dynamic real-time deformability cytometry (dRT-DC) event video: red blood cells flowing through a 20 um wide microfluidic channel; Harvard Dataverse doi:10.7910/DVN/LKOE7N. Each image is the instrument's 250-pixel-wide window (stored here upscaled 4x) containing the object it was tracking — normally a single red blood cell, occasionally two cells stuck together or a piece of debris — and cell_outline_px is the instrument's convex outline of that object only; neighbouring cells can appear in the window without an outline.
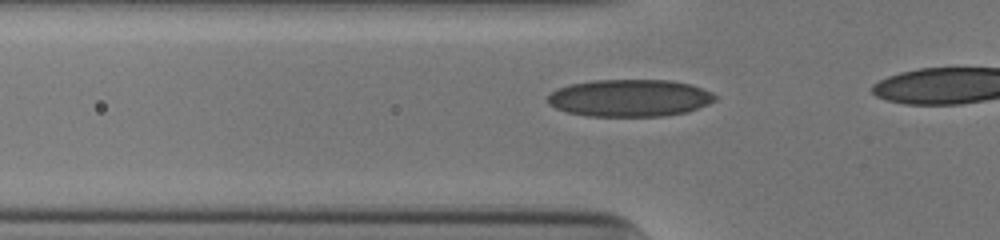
{"species": "human", "species_latin": "Homo sapiens", "temperature_condition": "cold", "stored_images_in_passage": 17, "camera_frame_rate_fps": 3000, "um_per_image_px": 0.085, "donor": {"sex": "male"}, "frame": {"image": 1, "passage_image": 11, "time_ms": 3.333, "image_size_px": [1000, 240], "cell_outline_px": [[716, 100], [708, 104], [688, 112], [664, 116], [588, 116], [568, 112], [556, 108], [548, 104], [548, 96], [556, 88], [572, 84], [592, 80], [668, 80], [692, 84], [712, 92], [716, 96]], "centroid_in_image_um": [53.54, 8.33], "position_along_channel_um": 72.3, "area_um2": 36.41}}
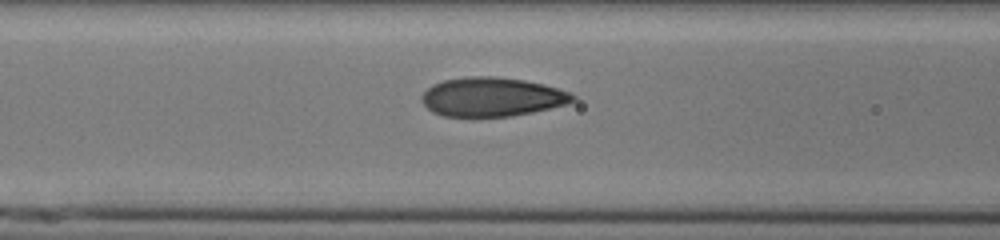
{"frame": {"image": 2, "passage_image": 15, "time_ms": 4.667, "image_size_px": [1000, 240], "cell_outline_px": [[576, 100], [568, 104], [532, 112], [512, 116], [444, 116], [432, 112], [420, 100], [420, 96], [432, 84], [444, 80], [468, 76], [492, 76], [524, 80], [544, 84], [568, 92], [576, 96]], "centroid_in_image_um": [41.8, 8.23], "position_along_channel_um": 124.8, "area_um2": 34.33}}